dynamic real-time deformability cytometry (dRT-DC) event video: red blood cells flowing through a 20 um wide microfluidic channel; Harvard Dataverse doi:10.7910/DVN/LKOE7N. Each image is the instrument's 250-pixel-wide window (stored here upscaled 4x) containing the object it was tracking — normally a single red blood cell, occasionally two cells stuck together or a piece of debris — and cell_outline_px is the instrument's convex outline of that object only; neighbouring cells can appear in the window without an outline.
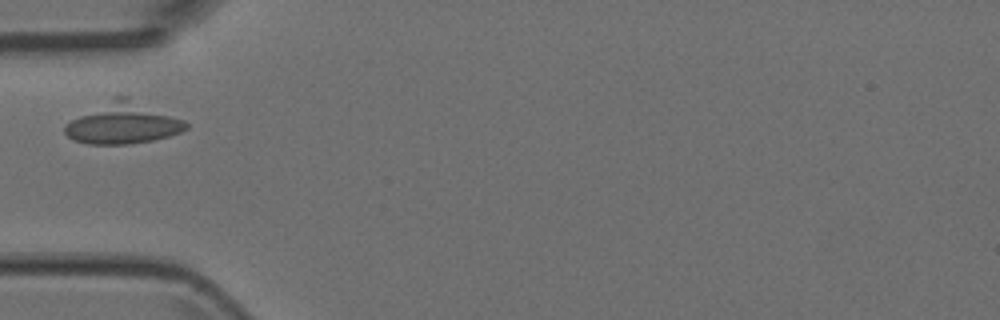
{"species": "Egyptian fruit bat (a non-hibernating species)", "species_latin": "Rousettus aegyptiacus", "temperature_condition": "room temperature", "stored_images_in_passage": 5, "camera_frame_rate_fps": 3000, "um_per_image_px": 0.085, "animal": {"sex": "female"}, "frame": {"image": 1, "passage_image": 4, "time_ms": 1.0, "image_size_px": [1000, 320], "cell_outline_px": [[188, 128], [180, 132], [168, 136], [152, 140], [128, 144], [88, 144], [72, 140], [64, 132], [64, 124], [112, 96], [128, 96], [184, 120], [188, 124]], "centroid_in_image_um": [10.44, 10.46], "position_along_channel_um": 74.6, "area_um2": 29.13}}
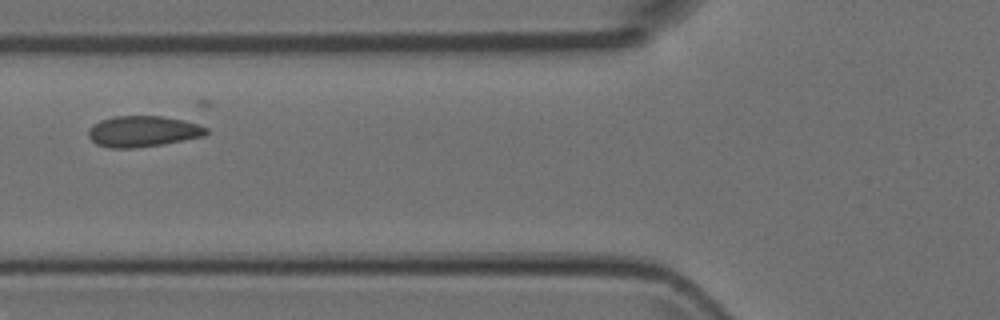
{"frame": {"image": 2, "passage_image": 5, "time_ms": 1.333, "image_size_px": [1000, 320], "cell_outline_px": [[208, 132], [204, 136], [164, 144], [136, 148], [108, 148], [96, 144], [88, 136], [88, 128], [92, 124], [100, 120], [112, 116], [164, 116], [184, 120], [208, 128]], "centroid_in_image_um": [12.11, 11.17], "position_along_channel_um": 113.7, "area_um2": 21.5}}